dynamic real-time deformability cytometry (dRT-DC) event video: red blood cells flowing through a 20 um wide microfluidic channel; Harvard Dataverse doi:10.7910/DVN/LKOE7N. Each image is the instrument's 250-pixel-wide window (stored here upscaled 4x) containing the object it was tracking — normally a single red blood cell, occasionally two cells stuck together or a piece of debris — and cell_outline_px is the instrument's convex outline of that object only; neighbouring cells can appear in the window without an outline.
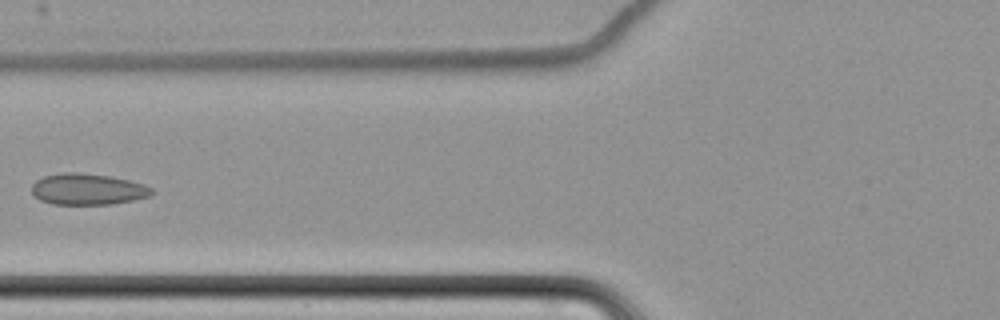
{"species": "common noctule bat (a hibernating species)", "species_latin": "Nyctalus noctula", "temperature_condition": "cold", "stored_images_in_passage": 8, "camera_frame_rate_fps": 3000, "um_per_image_px": 0.085, "animal": {"sex": "female", "body_mass_g": 22.7, "forearm_length_mm": 54.2}, "frame": {"image": 1, "passage_image": 6, "time_ms": 8.0, "image_size_px": [1000, 320], "cell_outline_px": [[152, 196], [112, 204], [52, 204], [40, 200], [32, 192], [32, 184], [36, 180], [44, 176], [64, 172], [76, 172], [112, 176], [144, 184], [152, 188]], "centroid_in_image_um": [7.46, 16.08], "position_along_channel_um": 118.3, "area_um2": 21.85}}
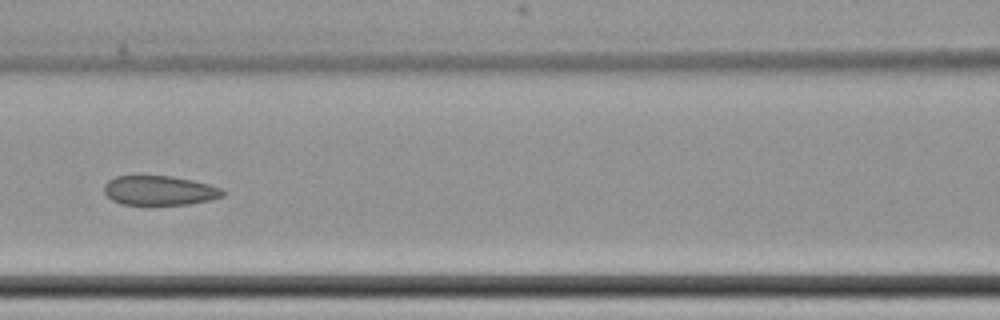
{"frame": {"image": 2, "passage_image": 7, "time_ms": 9.0, "image_size_px": [1000, 320], "cell_outline_px": [[224, 196], [208, 200], [188, 204], [124, 204], [112, 200], [104, 192], [104, 184], [108, 180], [116, 176], [172, 176], [192, 180], [208, 184], [220, 188], [224, 192]], "centroid_in_image_um": [13.54, 16.18], "position_along_channel_um": 153.1, "area_um2": 20.11}}
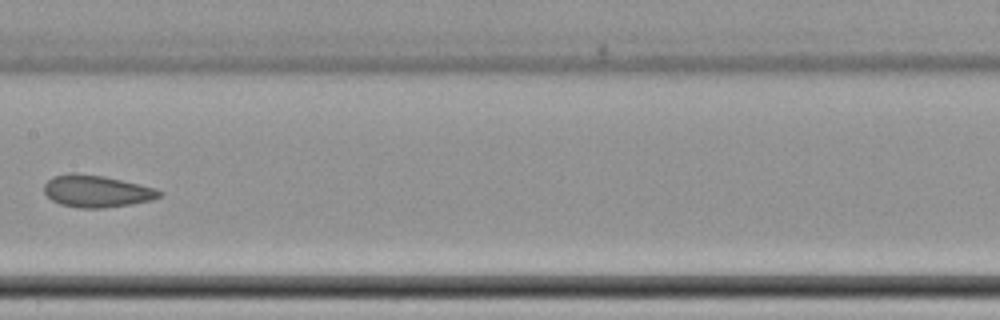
{"frame": {"image": 3, "passage_image": 8, "time_ms": 10.333, "image_size_px": [1000, 320], "cell_outline_px": [[164, 192], [160, 196], [152, 200], [104, 208], [80, 208], [60, 204], [52, 200], [44, 192], [44, 184], [52, 176], [68, 172], [72, 172], [104, 176], [156, 188]], "centroid_in_image_um": [8.19, 16.24], "position_along_channel_um": 199.2, "area_um2": 21.56}}